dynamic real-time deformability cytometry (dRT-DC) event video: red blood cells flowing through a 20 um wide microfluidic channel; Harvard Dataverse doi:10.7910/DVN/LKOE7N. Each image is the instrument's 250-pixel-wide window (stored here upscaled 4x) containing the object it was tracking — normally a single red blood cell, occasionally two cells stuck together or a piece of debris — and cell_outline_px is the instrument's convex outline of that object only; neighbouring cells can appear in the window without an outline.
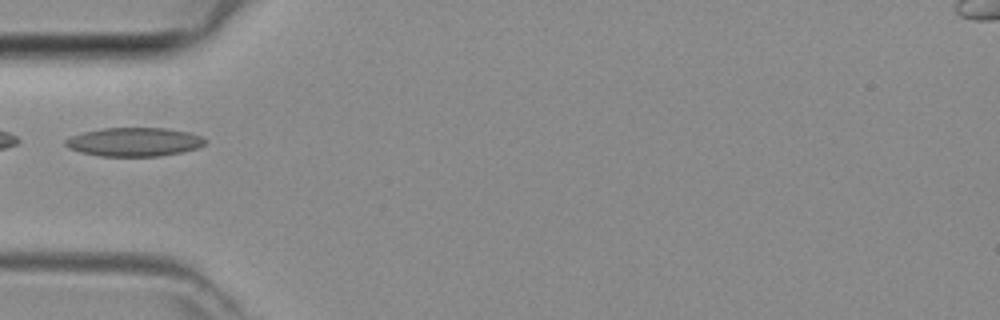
{"species": "common noctule bat (a hibernating species)", "species_latin": "Nyctalus noctula", "temperature_condition": "room temperature", "stored_images_in_passage": 31, "camera_frame_rate_fps": 3000, "um_per_image_px": 0.085, "animal": {"sex": "female", "body_mass_g": 29.2, "forearm_length_mm": 56.3}, "frame": {"image": 1, "passage_image": 1, "time_ms": 0.0, "image_size_px": [1000, 320], "cell_outline_px": [[208, 140], [204, 144], [196, 148], [184, 152], [160, 156], [100, 156], [80, 152], [68, 148], [64, 144], [64, 140], [72, 136], [84, 132], [104, 128], [168, 128], [188, 132], [200, 136]], "centroid_in_image_um": [11.41, 12.07], "position_along_channel_um": 73.6, "area_um2": 23.41}}